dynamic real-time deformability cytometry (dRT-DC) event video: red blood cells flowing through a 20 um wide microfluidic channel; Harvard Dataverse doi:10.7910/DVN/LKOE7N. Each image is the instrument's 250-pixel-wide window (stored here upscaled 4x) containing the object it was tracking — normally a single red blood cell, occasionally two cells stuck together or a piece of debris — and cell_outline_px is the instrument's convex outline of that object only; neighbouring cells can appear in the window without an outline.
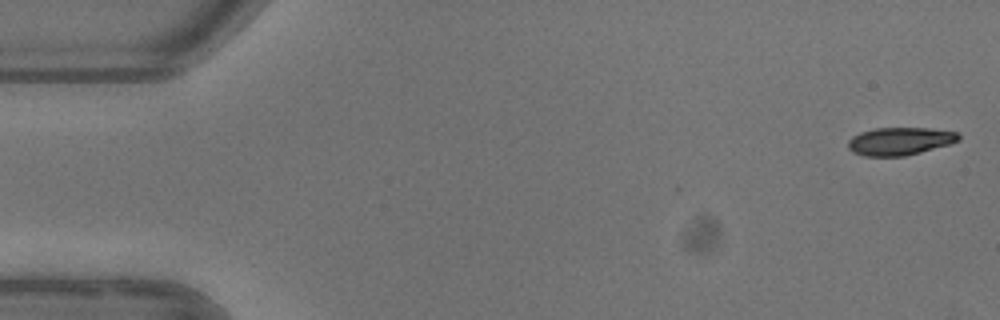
{"species": "common noctule bat (a hibernating species)", "species_latin": "Nyctalus noctula", "temperature_condition": "warm", "stored_images_in_passage": 8, "camera_frame_rate_fps": 3000, "um_per_image_px": 0.085, "animal": {"sex": "female"}, "frame": {"image": 1, "passage_image": 1, "time_ms": 0.0, "image_size_px": [1000, 320], "cell_outline_px": [[960, 140], [948, 144], [920, 152], [904, 156], [864, 156], [852, 152], [848, 148], [848, 140], [852, 136], [860, 132], [876, 128], [928, 128], [960, 132]], "centroid_in_image_um": [76.47, 11.99], "position_along_channel_um": 8.5, "area_um2": 17.92}}
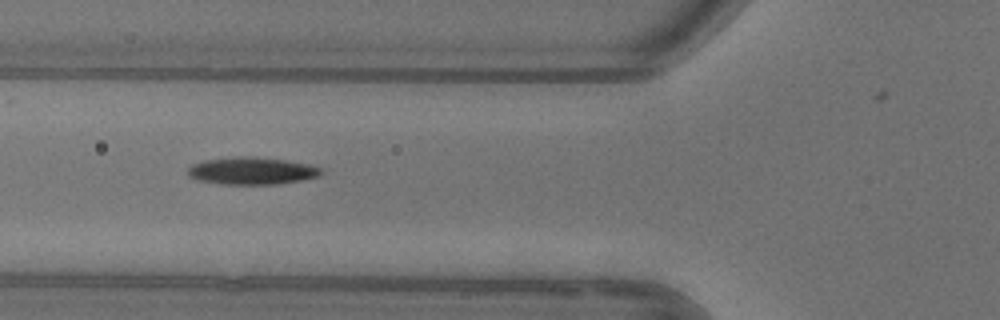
{"frame": {"image": 2, "passage_image": 6, "time_ms": 6.0, "image_size_px": [1000, 320], "cell_outline_px": [[324, 172], [320, 176], [300, 180], [276, 184], [224, 184], [196, 180], [188, 176], [188, 168], [192, 164], [204, 160], [236, 156], [252, 156], [284, 160], [312, 164], [324, 168]], "centroid_in_image_um": [21.43, 14.51], "position_along_channel_um": 104.4, "area_um2": 21.44}}
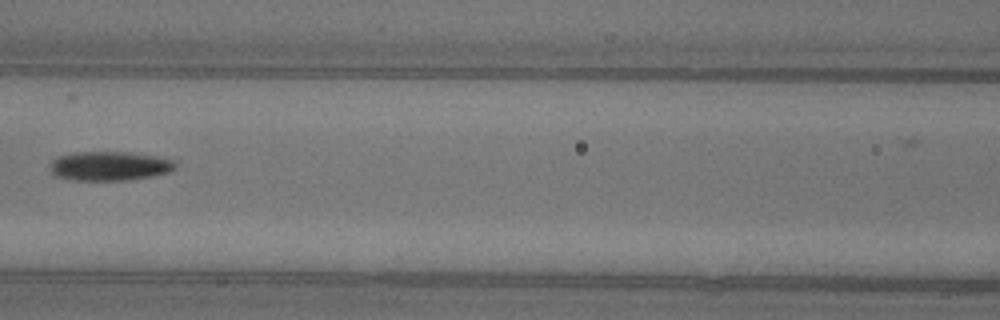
{"frame": {"image": 3, "passage_image": 7, "time_ms": 7.333, "image_size_px": [1000, 320], "cell_outline_px": [[176, 168], [172, 172], [132, 180], [72, 180], [56, 176], [52, 172], [52, 160], [60, 156], [76, 152], [132, 152], [156, 156], [176, 160]], "centroid_in_image_um": [9.4, 14.11], "position_along_channel_um": 157.2, "area_um2": 21.44}}